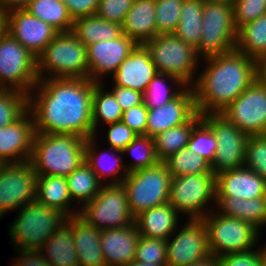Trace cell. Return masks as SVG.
Listing matches in <instances>:
<instances>
[{
    "instance_id": "obj_43",
    "label": "cell",
    "mask_w": 266,
    "mask_h": 266,
    "mask_svg": "<svg viewBox=\"0 0 266 266\" xmlns=\"http://www.w3.org/2000/svg\"><path fill=\"white\" fill-rule=\"evenodd\" d=\"M183 1L155 0L157 35L175 32L180 22Z\"/></svg>"
},
{
    "instance_id": "obj_38",
    "label": "cell",
    "mask_w": 266,
    "mask_h": 266,
    "mask_svg": "<svg viewBox=\"0 0 266 266\" xmlns=\"http://www.w3.org/2000/svg\"><path fill=\"white\" fill-rule=\"evenodd\" d=\"M171 82V86L167 83ZM178 88H174L172 85ZM186 86L175 76L157 73L149 82V85L143 94V102L148 109H154L163 106L175 98Z\"/></svg>"
},
{
    "instance_id": "obj_28",
    "label": "cell",
    "mask_w": 266,
    "mask_h": 266,
    "mask_svg": "<svg viewBox=\"0 0 266 266\" xmlns=\"http://www.w3.org/2000/svg\"><path fill=\"white\" fill-rule=\"evenodd\" d=\"M215 206L218 213L251 223L259 231L266 226V195L254 199L216 196Z\"/></svg>"
},
{
    "instance_id": "obj_24",
    "label": "cell",
    "mask_w": 266,
    "mask_h": 266,
    "mask_svg": "<svg viewBox=\"0 0 266 266\" xmlns=\"http://www.w3.org/2000/svg\"><path fill=\"white\" fill-rule=\"evenodd\" d=\"M72 229L78 266H106L100 245L101 230L93 227L78 214L66 218Z\"/></svg>"
},
{
    "instance_id": "obj_19",
    "label": "cell",
    "mask_w": 266,
    "mask_h": 266,
    "mask_svg": "<svg viewBox=\"0 0 266 266\" xmlns=\"http://www.w3.org/2000/svg\"><path fill=\"white\" fill-rule=\"evenodd\" d=\"M196 113L193 87L186 86L163 106L148 109L146 136L154 138L165 130L187 123Z\"/></svg>"
},
{
    "instance_id": "obj_39",
    "label": "cell",
    "mask_w": 266,
    "mask_h": 266,
    "mask_svg": "<svg viewBox=\"0 0 266 266\" xmlns=\"http://www.w3.org/2000/svg\"><path fill=\"white\" fill-rule=\"evenodd\" d=\"M164 163L172 177L213 173L210 164L195 152L190 151L187 146L174 153Z\"/></svg>"
},
{
    "instance_id": "obj_14",
    "label": "cell",
    "mask_w": 266,
    "mask_h": 266,
    "mask_svg": "<svg viewBox=\"0 0 266 266\" xmlns=\"http://www.w3.org/2000/svg\"><path fill=\"white\" fill-rule=\"evenodd\" d=\"M37 178L29 161L0 164V219L36 200Z\"/></svg>"
},
{
    "instance_id": "obj_26",
    "label": "cell",
    "mask_w": 266,
    "mask_h": 266,
    "mask_svg": "<svg viewBox=\"0 0 266 266\" xmlns=\"http://www.w3.org/2000/svg\"><path fill=\"white\" fill-rule=\"evenodd\" d=\"M179 213L168 202L140 212L134 217L139 235L167 240L179 228Z\"/></svg>"
},
{
    "instance_id": "obj_58",
    "label": "cell",
    "mask_w": 266,
    "mask_h": 266,
    "mask_svg": "<svg viewBox=\"0 0 266 266\" xmlns=\"http://www.w3.org/2000/svg\"><path fill=\"white\" fill-rule=\"evenodd\" d=\"M127 266H166V265H157L152 263H144V262H138L133 260L129 265Z\"/></svg>"
},
{
    "instance_id": "obj_27",
    "label": "cell",
    "mask_w": 266,
    "mask_h": 266,
    "mask_svg": "<svg viewBox=\"0 0 266 266\" xmlns=\"http://www.w3.org/2000/svg\"><path fill=\"white\" fill-rule=\"evenodd\" d=\"M155 13V0H134L122 24V32L143 45L157 36Z\"/></svg>"
},
{
    "instance_id": "obj_53",
    "label": "cell",
    "mask_w": 266,
    "mask_h": 266,
    "mask_svg": "<svg viewBox=\"0 0 266 266\" xmlns=\"http://www.w3.org/2000/svg\"><path fill=\"white\" fill-rule=\"evenodd\" d=\"M17 258L11 266H50L39 251H17Z\"/></svg>"
},
{
    "instance_id": "obj_40",
    "label": "cell",
    "mask_w": 266,
    "mask_h": 266,
    "mask_svg": "<svg viewBox=\"0 0 266 266\" xmlns=\"http://www.w3.org/2000/svg\"><path fill=\"white\" fill-rule=\"evenodd\" d=\"M134 158L131 163L125 165L127 171L144 169L156 165L159 161L155 152L154 138L146 135H137V137L123 150ZM133 162V163H132Z\"/></svg>"
},
{
    "instance_id": "obj_17",
    "label": "cell",
    "mask_w": 266,
    "mask_h": 266,
    "mask_svg": "<svg viewBox=\"0 0 266 266\" xmlns=\"http://www.w3.org/2000/svg\"><path fill=\"white\" fill-rule=\"evenodd\" d=\"M5 16L6 31L36 57L59 33L51 25L31 15L24 8L8 10Z\"/></svg>"
},
{
    "instance_id": "obj_10",
    "label": "cell",
    "mask_w": 266,
    "mask_h": 266,
    "mask_svg": "<svg viewBox=\"0 0 266 266\" xmlns=\"http://www.w3.org/2000/svg\"><path fill=\"white\" fill-rule=\"evenodd\" d=\"M78 215L100 230L122 228L134 223L123 184H103L95 197L79 208Z\"/></svg>"
},
{
    "instance_id": "obj_2",
    "label": "cell",
    "mask_w": 266,
    "mask_h": 266,
    "mask_svg": "<svg viewBox=\"0 0 266 266\" xmlns=\"http://www.w3.org/2000/svg\"><path fill=\"white\" fill-rule=\"evenodd\" d=\"M202 61L207 66L192 86L199 114L221 113L257 79L258 61L236 48Z\"/></svg>"
},
{
    "instance_id": "obj_6",
    "label": "cell",
    "mask_w": 266,
    "mask_h": 266,
    "mask_svg": "<svg viewBox=\"0 0 266 266\" xmlns=\"http://www.w3.org/2000/svg\"><path fill=\"white\" fill-rule=\"evenodd\" d=\"M143 45L149 51L158 73L175 76L185 86L194 85L197 80L194 76L198 72L196 68L201 62L194 47L174 33L158 34Z\"/></svg>"
},
{
    "instance_id": "obj_41",
    "label": "cell",
    "mask_w": 266,
    "mask_h": 266,
    "mask_svg": "<svg viewBox=\"0 0 266 266\" xmlns=\"http://www.w3.org/2000/svg\"><path fill=\"white\" fill-rule=\"evenodd\" d=\"M28 111V94L14 89H0V128L7 126Z\"/></svg>"
},
{
    "instance_id": "obj_22",
    "label": "cell",
    "mask_w": 266,
    "mask_h": 266,
    "mask_svg": "<svg viewBox=\"0 0 266 266\" xmlns=\"http://www.w3.org/2000/svg\"><path fill=\"white\" fill-rule=\"evenodd\" d=\"M216 196L254 199L266 195V177L240 167L215 175Z\"/></svg>"
},
{
    "instance_id": "obj_49",
    "label": "cell",
    "mask_w": 266,
    "mask_h": 266,
    "mask_svg": "<svg viewBox=\"0 0 266 266\" xmlns=\"http://www.w3.org/2000/svg\"><path fill=\"white\" fill-rule=\"evenodd\" d=\"M108 126L107 144L113 149L123 151L137 137V134L122 121Z\"/></svg>"
},
{
    "instance_id": "obj_4",
    "label": "cell",
    "mask_w": 266,
    "mask_h": 266,
    "mask_svg": "<svg viewBox=\"0 0 266 266\" xmlns=\"http://www.w3.org/2000/svg\"><path fill=\"white\" fill-rule=\"evenodd\" d=\"M86 52V46L71 31L59 32L36 57L39 80L88 78Z\"/></svg>"
},
{
    "instance_id": "obj_50",
    "label": "cell",
    "mask_w": 266,
    "mask_h": 266,
    "mask_svg": "<svg viewBox=\"0 0 266 266\" xmlns=\"http://www.w3.org/2000/svg\"><path fill=\"white\" fill-rule=\"evenodd\" d=\"M148 108L144 102L124 110L122 122L133 130L137 135H146Z\"/></svg>"
},
{
    "instance_id": "obj_47",
    "label": "cell",
    "mask_w": 266,
    "mask_h": 266,
    "mask_svg": "<svg viewBox=\"0 0 266 266\" xmlns=\"http://www.w3.org/2000/svg\"><path fill=\"white\" fill-rule=\"evenodd\" d=\"M259 249L230 253L217 259L219 266H264L266 245Z\"/></svg>"
},
{
    "instance_id": "obj_35",
    "label": "cell",
    "mask_w": 266,
    "mask_h": 266,
    "mask_svg": "<svg viewBox=\"0 0 266 266\" xmlns=\"http://www.w3.org/2000/svg\"><path fill=\"white\" fill-rule=\"evenodd\" d=\"M105 84L96 83L92 96V125L93 136L97 138L99 123L113 124L122 120L123 110L109 90L104 89ZM107 91V92H106ZM97 129V130H96ZM97 131V132H96Z\"/></svg>"
},
{
    "instance_id": "obj_34",
    "label": "cell",
    "mask_w": 266,
    "mask_h": 266,
    "mask_svg": "<svg viewBox=\"0 0 266 266\" xmlns=\"http://www.w3.org/2000/svg\"><path fill=\"white\" fill-rule=\"evenodd\" d=\"M202 119L198 112L180 126L170 128L154 137L155 152L159 162H164L174 153L187 146L193 127Z\"/></svg>"
},
{
    "instance_id": "obj_51",
    "label": "cell",
    "mask_w": 266,
    "mask_h": 266,
    "mask_svg": "<svg viewBox=\"0 0 266 266\" xmlns=\"http://www.w3.org/2000/svg\"><path fill=\"white\" fill-rule=\"evenodd\" d=\"M111 92L115 96L116 101L123 111L130 109L133 106L142 104L144 100L143 94L141 92L133 90L131 88H124L113 85Z\"/></svg>"
},
{
    "instance_id": "obj_44",
    "label": "cell",
    "mask_w": 266,
    "mask_h": 266,
    "mask_svg": "<svg viewBox=\"0 0 266 266\" xmlns=\"http://www.w3.org/2000/svg\"><path fill=\"white\" fill-rule=\"evenodd\" d=\"M167 240L160 238H145L140 236L136 251L135 261L166 265Z\"/></svg>"
},
{
    "instance_id": "obj_15",
    "label": "cell",
    "mask_w": 266,
    "mask_h": 266,
    "mask_svg": "<svg viewBox=\"0 0 266 266\" xmlns=\"http://www.w3.org/2000/svg\"><path fill=\"white\" fill-rule=\"evenodd\" d=\"M166 253V266H189L210 257L208 233L203 220L188 219L181 229L175 230L167 239Z\"/></svg>"
},
{
    "instance_id": "obj_54",
    "label": "cell",
    "mask_w": 266,
    "mask_h": 266,
    "mask_svg": "<svg viewBox=\"0 0 266 266\" xmlns=\"http://www.w3.org/2000/svg\"><path fill=\"white\" fill-rule=\"evenodd\" d=\"M31 0H0V11L6 12L15 8H24Z\"/></svg>"
},
{
    "instance_id": "obj_32",
    "label": "cell",
    "mask_w": 266,
    "mask_h": 266,
    "mask_svg": "<svg viewBox=\"0 0 266 266\" xmlns=\"http://www.w3.org/2000/svg\"><path fill=\"white\" fill-rule=\"evenodd\" d=\"M236 49L258 62L266 60V14L238 29Z\"/></svg>"
},
{
    "instance_id": "obj_18",
    "label": "cell",
    "mask_w": 266,
    "mask_h": 266,
    "mask_svg": "<svg viewBox=\"0 0 266 266\" xmlns=\"http://www.w3.org/2000/svg\"><path fill=\"white\" fill-rule=\"evenodd\" d=\"M137 45L123 33L114 40L99 41L86 46L88 78L95 83H103L102 77L113 75Z\"/></svg>"
},
{
    "instance_id": "obj_9",
    "label": "cell",
    "mask_w": 266,
    "mask_h": 266,
    "mask_svg": "<svg viewBox=\"0 0 266 266\" xmlns=\"http://www.w3.org/2000/svg\"><path fill=\"white\" fill-rule=\"evenodd\" d=\"M209 212L202 220L208 233L209 249L212 256L248 251L258 245L260 231L251 223L237 218ZM211 213V214H210Z\"/></svg>"
},
{
    "instance_id": "obj_45",
    "label": "cell",
    "mask_w": 266,
    "mask_h": 266,
    "mask_svg": "<svg viewBox=\"0 0 266 266\" xmlns=\"http://www.w3.org/2000/svg\"><path fill=\"white\" fill-rule=\"evenodd\" d=\"M244 167L266 177V135L249 137L246 144Z\"/></svg>"
},
{
    "instance_id": "obj_42",
    "label": "cell",
    "mask_w": 266,
    "mask_h": 266,
    "mask_svg": "<svg viewBox=\"0 0 266 266\" xmlns=\"http://www.w3.org/2000/svg\"><path fill=\"white\" fill-rule=\"evenodd\" d=\"M187 147L210 165L217 151V140L210 127L201 119L192 129Z\"/></svg>"
},
{
    "instance_id": "obj_12",
    "label": "cell",
    "mask_w": 266,
    "mask_h": 266,
    "mask_svg": "<svg viewBox=\"0 0 266 266\" xmlns=\"http://www.w3.org/2000/svg\"><path fill=\"white\" fill-rule=\"evenodd\" d=\"M211 201L216 203L215 174H189L172 177L169 203L188 219H203L209 212Z\"/></svg>"
},
{
    "instance_id": "obj_25",
    "label": "cell",
    "mask_w": 266,
    "mask_h": 266,
    "mask_svg": "<svg viewBox=\"0 0 266 266\" xmlns=\"http://www.w3.org/2000/svg\"><path fill=\"white\" fill-rule=\"evenodd\" d=\"M95 140L97 141L95 136L86 140L85 161L91 166V169L103 184H122L129 174L125 166L126 163H122L123 157L121 156L124 154L123 151L110 147L106 151L103 150L104 152L100 148V152H98L99 150L96 149L97 142ZM108 178H110V181L107 183ZM101 179L106 182H103Z\"/></svg>"
},
{
    "instance_id": "obj_29",
    "label": "cell",
    "mask_w": 266,
    "mask_h": 266,
    "mask_svg": "<svg viewBox=\"0 0 266 266\" xmlns=\"http://www.w3.org/2000/svg\"><path fill=\"white\" fill-rule=\"evenodd\" d=\"M39 252L50 266H78L70 224L65 221L60 225Z\"/></svg>"
},
{
    "instance_id": "obj_7",
    "label": "cell",
    "mask_w": 266,
    "mask_h": 266,
    "mask_svg": "<svg viewBox=\"0 0 266 266\" xmlns=\"http://www.w3.org/2000/svg\"><path fill=\"white\" fill-rule=\"evenodd\" d=\"M202 10V35L197 55L203 59L235 49L238 30L231 0H204Z\"/></svg>"
},
{
    "instance_id": "obj_31",
    "label": "cell",
    "mask_w": 266,
    "mask_h": 266,
    "mask_svg": "<svg viewBox=\"0 0 266 266\" xmlns=\"http://www.w3.org/2000/svg\"><path fill=\"white\" fill-rule=\"evenodd\" d=\"M71 32L85 46L114 40L123 34L122 25L102 19L96 14L75 19Z\"/></svg>"
},
{
    "instance_id": "obj_52",
    "label": "cell",
    "mask_w": 266,
    "mask_h": 266,
    "mask_svg": "<svg viewBox=\"0 0 266 266\" xmlns=\"http://www.w3.org/2000/svg\"><path fill=\"white\" fill-rule=\"evenodd\" d=\"M68 8L69 14L75 20L88 15H95L100 0H62Z\"/></svg>"
},
{
    "instance_id": "obj_30",
    "label": "cell",
    "mask_w": 266,
    "mask_h": 266,
    "mask_svg": "<svg viewBox=\"0 0 266 266\" xmlns=\"http://www.w3.org/2000/svg\"><path fill=\"white\" fill-rule=\"evenodd\" d=\"M36 200L49 207L56 208L67 217L77 215L79 209H70L73 203L66 177L44 175L37 178Z\"/></svg>"
},
{
    "instance_id": "obj_5",
    "label": "cell",
    "mask_w": 266,
    "mask_h": 266,
    "mask_svg": "<svg viewBox=\"0 0 266 266\" xmlns=\"http://www.w3.org/2000/svg\"><path fill=\"white\" fill-rule=\"evenodd\" d=\"M18 213L8 232L17 251H39L67 218L56 208L37 200L20 207Z\"/></svg>"
},
{
    "instance_id": "obj_1",
    "label": "cell",
    "mask_w": 266,
    "mask_h": 266,
    "mask_svg": "<svg viewBox=\"0 0 266 266\" xmlns=\"http://www.w3.org/2000/svg\"><path fill=\"white\" fill-rule=\"evenodd\" d=\"M95 84L89 78L40 79L28 94V110L33 115L35 133L92 137Z\"/></svg>"
},
{
    "instance_id": "obj_21",
    "label": "cell",
    "mask_w": 266,
    "mask_h": 266,
    "mask_svg": "<svg viewBox=\"0 0 266 266\" xmlns=\"http://www.w3.org/2000/svg\"><path fill=\"white\" fill-rule=\"evenodd\" d=\"M157 73L149 51L144 45L138 44L114 72L112 82L113 85L131 88L144 94Z\"/></svg>"
},
{
    "instance_id": "obj_46",
    "label": "cell",
    "mask_w": 266,
    "mask_h": 266,
    "mask_svg": "<svg viewBox=\"0 0 266 266\" xmlns=\"http://www.w3.org/2000/svg\"><path fill=\"white\" fill-rule=\"evenodd\" d=\"M237 30L266 14V0H231Z\"/></svg>"
},
{
    "instance_id": "obj_20",
    "label": "cell",
    "mask_w": 266,
    "mask_h": 266,
    "mask_svg": "<svg viewBox=\"0 0 266 266\" xmlns=\"http://www.w3.org/2000/svg\"><path fill=\"white\" fill-rule=\"evenodd\" d=\"M34 134V119L29 110L17 121L0 128V164L29 161Z\"/></svg>"
},
{
    "instance_id": "obj_36",
    "label": "cell",
    "mask_w": 266,
    "mask_h": 266,
    "mask_svg": "<svg viewBox=\"0 0 266 266\" xmlns=\"http://www.w3.org/2000/svg\"><path fill=\"white\" fill-rule=\"evenodd\" d=\"M204 0H184L180 22L174 34L197 51L202 35Z\"/></svg>"
},
{
    "instance_id": "obj_48",
    "label": "cell",
    "mask_w": 266,
    "mask_h": 266,
    "mask_svg": "<svg viewBox=\"0 0 266 266\" xmlns=\"http://www.w3.org/2000/svg\"><path fill=\"white\" fill-rule=\"evenodd\" d=\"M133 3L134 0H100L96 15L122 25Z\"/></svg>"
},
{
    "instance_id": "obj_3",
    "label": "cell",
    "mask_w": 266,
    "mask_h": 266,
    "mask_svg": "<svg viewBox=\"0 0 266 266\" xmlns=\"http://www.w3.org/2000/svg\"><path fill=\"white\" fill-rule=\"evenodd\" d=\"M83 137L72 134H34L29 159L37 176L67 177L85 160Z\"/></svg>"
},
{
    "instance_id": "obj_8",
    "label": "cell",
    "mask_w": 266,
    "mask_h": 266,
    "mask_svg": "<svg viewBox=\"0 0 266 266\" xmlns=\"http://www.w3.org/2000/svg\"><path fill=\"white\" fill-rule=\"evenodd\" d=\"M172 176L164 162L130 172L122 182L131 214L168 203Z\"/></svg>"
},
{
    "instance_id": "obj_37",
    "label": "cell",
    "mask_w": 266,
    "mask_h": 266,
    "mask_svg": "<svg viewBox=\"0 0 266 266\" xmlns=\"http://www.w3.org/2000/svg\"><path fill=\"white\" fill-rule=\"evenodd\" d=\"M66 180L72 201H78L81 207L90 202L103 185L85 160L66 177Z\"/></svg>"
},
{
    "instance_id": "obj_56",
    "label": "cell",
    "mask_w": 266,
    "mask_h": 266,
    "mask_svg": "<svg viewBox=\"0 0 266 266\" xmlns=\"http://www.w3.org/2000/svg\"><path fill=\"white\" fill-rule=\"evenodd\" d=\"M189 266H219L216 257L210 256L206 260L200 261L198 263H193Z\"/></svg>"
},
{
    "instance_id": "obj_57",
    "label": "cell",
    "mask_w": 266,
    "mask_h": 266,
    "mask_svg": "<svg viewBox=\"0 0 266 266\" xmlns=\"http://www.w3.org/2000/svg\"><path fill=\"white\" fill-rule=\"evenodd\" d=\"M6 31V16L0 11V36Z\"/></svg>"
},
{
    "instance_id": "obj_11",
    "label": "cell",
    "mask_w": 266,
    "mask_h": 266,
    "mask_svg": "<svg viewBox=\"0 0 266 266\" xmlns=\"http://www.w3.org/2000/svg\"><path fill=\"white\" fill-rule=\"evenodd\" d=\"M38 81L36 56L5 31L0 36V89L29 94Z\"/></svg>"
},
{
    "instance_id": "obj_13",
    "label": "cell",
    "mask_w": 266,
    "mask_h": 266,
    "mask_svg": "<svg viewBox=\"0 0 266 266\" xmlns=\"http://www.w3.org/2000/svg\"><path fill=\"white\" fill-rule=\"evenodd\" d=\"M217 140V151L210 165L217 175L221 172L244 167L246 144L249 136L221 113L201 114Z\"/></svg>"
},
{
    "instance_id": "obj_23",
    "label": "cell",
    "mask_w": 266,
    "mask_h": 266,
    "mask_svg": "<svg viewBox=\"0 0 266 266\" xmlns=\"http://www.w3.org/2000/svg\"><path fill=\"white\" fill-rule=\"evenodd\" d=\"M140 238L136 224L101 230L100 245L106 266H127L135 259Z\"/></svg>"
},
{
    "instance_id": "obj_59",
    "label": "cell",
    "mask_w": 266,
    "mask_h": 266,
    "mask_svg": "<svg viewBox=\"0 0 266 266\" xmlns=\"http://www.w3.org/2000/svg\"><path fill=\"white\" fill-rule=\"evenodd\" d=\"M264 266H266V253H265Z\"/></svg>"
},
{
    "instance_id": "obj_55",
    "label": "cell",
    "mask_w": 266,
    "mask_h": 266,
    "mask_svg": "<svg viewBox=\"0 0 266 266\" xmlns=\"http://www.w3.org/2000/svg\"><path fill=\"white\" fill-rule=\"evenodd\" d=\"M257 79L266 88V60L258 62Z\"/></svg>"
},
{
    "instance_id": "obj_33",
    "label": "cell",
    "mask_w": 266,
    "mask_h": 266,
    "mask_svg": "<svg viewBox=\"0 0 266 266\" xmlns=\"http://www.w3.org/2000/svg\"><path fill=\"white\" fill-rule=\"evenodd\" d=\"M24 9L58 32L72 30L74 20L62 0H31Z\"/></svg>"
},
{
    "instance_id": "obj_16",
    "label": "cell",
    "mask_w": 266,
    "mask_h": 266,
    "mask_svg": "<svg viewBox=\"0 0 266 266\" xmlns=\"http://www.w3.org/2000/svg\"><path fill=\"white\" fill-rule=\"evenodd\" d=\"M221 114L249 137L266 135V88L256 79Z\"/></svg>"
}]
</instances>
